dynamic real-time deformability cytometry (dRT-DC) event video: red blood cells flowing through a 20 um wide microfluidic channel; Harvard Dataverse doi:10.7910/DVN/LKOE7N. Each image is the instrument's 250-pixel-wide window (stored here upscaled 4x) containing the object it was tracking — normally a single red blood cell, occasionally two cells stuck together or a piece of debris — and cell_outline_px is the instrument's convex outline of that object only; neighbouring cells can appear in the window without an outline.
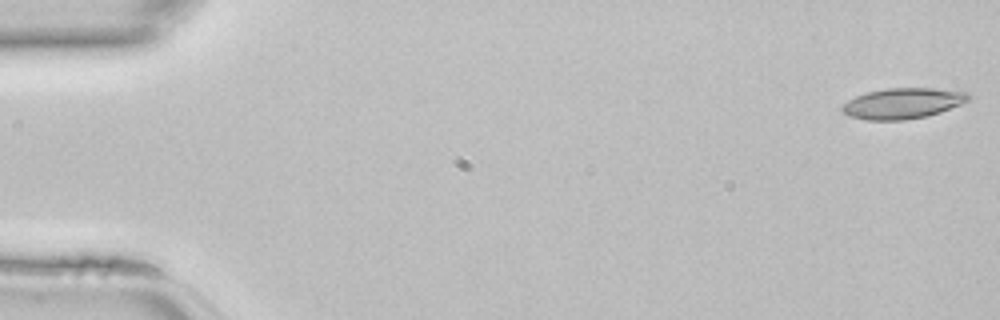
{"species": "common noctule bat (a hibernating species)", "species_latin": "Nyctalus noctula", "temperature_condition": "room temperature", "stored_images_in_passage": 45, "camera_frame_rate_fps": 3000, "um_per_image_px": 0.085, "animal": {"sex": "female", "body_mass_g": 22.7, "forearm_length_mm": 54.2}, "frame": {"image": 1, "passage_image": 1, "time_ms": 0.0, "image_size_px": [1000, 320], "cell_outline_px": [[972, 96], [968, 100], [960, 104], [940, 112], [924, 116], [904, 120], [864, 120], [848, 116], [840, 112], [840, 108], [848, 100], [856, 96], [868, 92], [884, 88], [932, 88], [968, 92]], "centroid_in_image_um": [76.69, 8.78], "position_along_channel_um": 8.3, "area_um2": 22.6}}
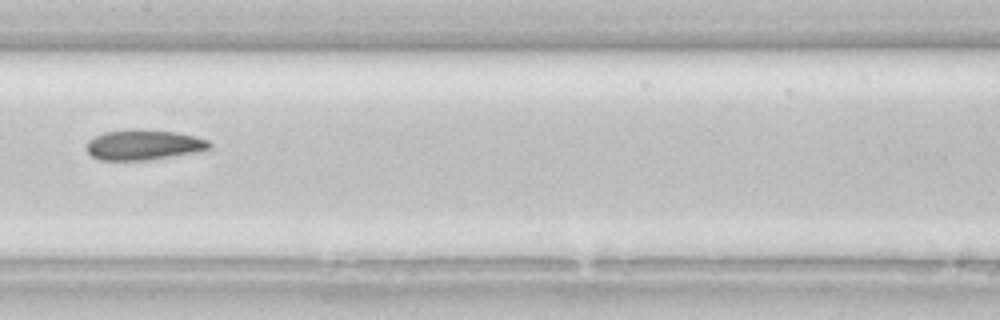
{"frame": {"image": 2, "passage_image": 23, "time_ms": 7.333, "image_size_px": [1000, 320], "cell_outline_px": [[212, 148], [196, 152], [144, 160], [100, 160], [92, 156], [88, 152], [88, 140], [104, 132], [136, 128], [176, 132], [208, 140], [212, 144]], "centroid_in_image_um": [12.21, 12.3], "position_along_channel_um": 195.2, "area_um2": 21.5}}
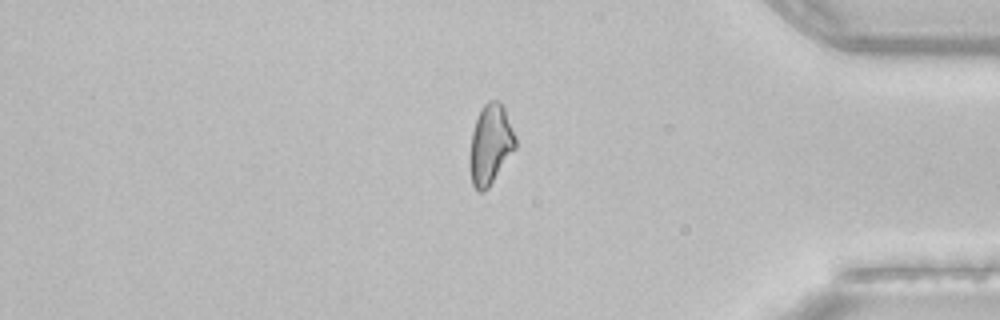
{"frame": {"image": 3, "passage_image": 38, "time_ms": 12.333, "image_size_px": [1000, 320], "cell_outline_px": [[516, 148], [488, 188], [484, 192], [480, 192], [472, 184], [468, 164], [468, 160], [472, 132], [480, 108], [488, 100], [496, 100], [504, 108], [516, 136]], "centroid_in_image_um": [41.66, 12.29], "position_along_channel_um": 393.5, "area_um2": 21.39}}